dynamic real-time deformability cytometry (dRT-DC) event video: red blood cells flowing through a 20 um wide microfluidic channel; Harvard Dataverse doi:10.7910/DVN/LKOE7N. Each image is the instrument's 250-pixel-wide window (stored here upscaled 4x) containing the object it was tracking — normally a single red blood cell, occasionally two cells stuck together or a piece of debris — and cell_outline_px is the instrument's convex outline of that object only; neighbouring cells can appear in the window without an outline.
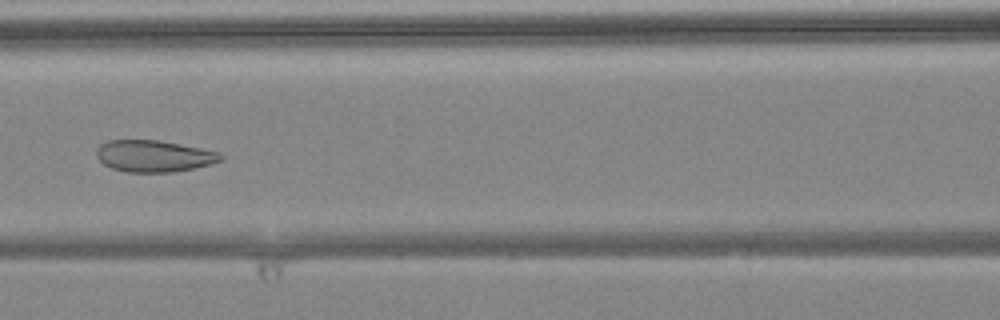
{"species": "common noctule bat (a hibernating species)", "species_latin": "Nyctalus noctula", "temperature_condition": "warm", "stored_images_in_passage": 4, "camera_frame_rate_fps": 3000, "um_per_image_px": 0.085, "animal": {"sex": "female", "body_mass_g": 24.6, "forearm_length_mm": 56.2}, "frame": {"image": 1, "passage_image": 4, "time_ms": 1.0, "image_size_px": [1000, 320], "cell_outline_px": [[224, 160], [192, 168], [172, 172], [128, 172], [112, 168], [104, 164], [96, 156], [96, 148], [100, 144], [108, 140], [160, 140], [220, 152], [224, 156]], "centroid_in_image_um": [13.07, 13.25], "position_along_channel_um": 153.5, "area_um2": 22.89}}